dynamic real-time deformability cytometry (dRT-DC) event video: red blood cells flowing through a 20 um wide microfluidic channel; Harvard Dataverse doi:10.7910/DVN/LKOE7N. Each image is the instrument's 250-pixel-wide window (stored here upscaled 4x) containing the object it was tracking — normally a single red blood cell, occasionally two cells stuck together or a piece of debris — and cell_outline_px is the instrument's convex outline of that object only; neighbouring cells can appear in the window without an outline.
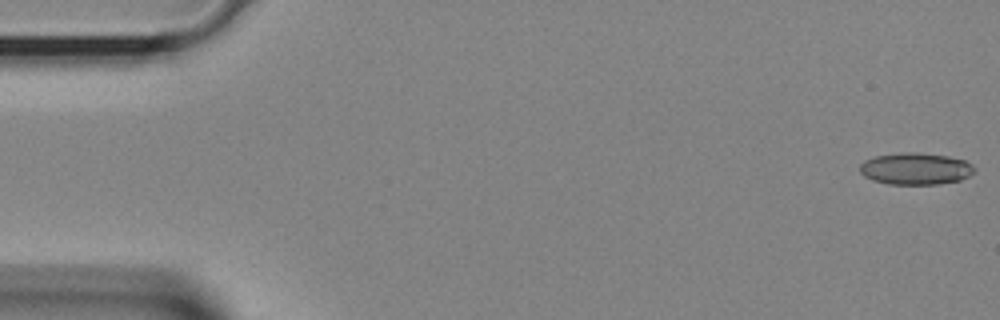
{"species": "Egyptian fruit bat (a non-hibernating species)", "species_latin": "Rousettus aegyptiacus", "temperature_condition": "room temperature", "stored_images_in_passage": 40, "camera_frame_rate_fps": 3000, "um_per_image_px": 0.085, "animal": {"sex": "female"}, "frame": {"image": 1, "passage_image": 1, "time_ms": 0.0, "image_size_px": [1000, 320], "cell_outline_px": [[976, 172], [960, 180], [936, 184], [888, 184], [872, 180], [864, 176], [860, 172], [860, 164], [864, 160], [876, 156], [908, 152], [912, 152], [948, 156], [964, 160], [972, 164], [976, 168]], "centroid_in_image_um": [77.84, 14.35], "position_along_channel_um": 7.2, "area_um2": 21.21}}
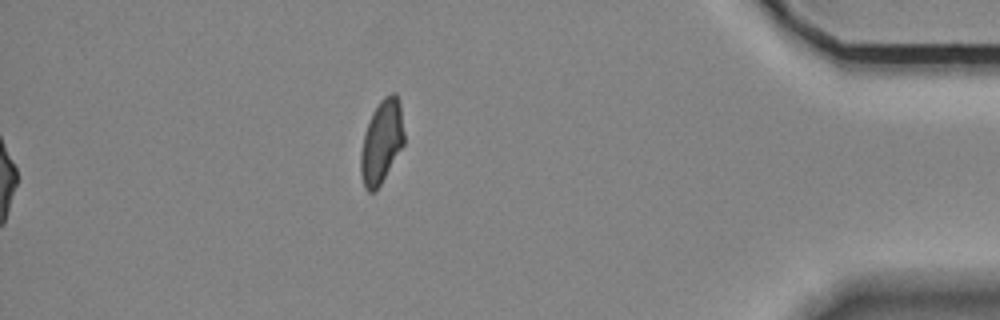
{"frame": {"image": 2, "passage_image": 40, "time_ms": 13.0, "image_size_px": [1000, 320], "cell_outline_px": [[404, 144], [380, 184], [372, 192], [368, 192], [364, 188], [360, 172], [360, 156], [364, 136], [372, 112], [380, 100], [384, 96], [392, 92], [396, 92], [400, 104], [404, 132]], "centroid_in_image_um": [32.44, 12.02], "position_along_channel_um": 402.8, "area_um2": 20.87}}